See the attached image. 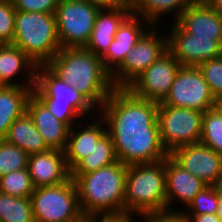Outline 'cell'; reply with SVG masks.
<instances>
[{
    "label": "cell",
    "instance_id": "cell-34",
    "mask_svg": "<svg viewBox=\"0 0 222 222\" xmlns=\"http://www.w3.org/2000/svg\"><path fill=\"white\" fill-rule=\"evenodd\" d=\"M16 10L55 13L59 0H11Z\"/></svg>",
    "mask_w": 222,
    "mask_h": 222
},
{
    "label": "cell",
    "instance_id": "cell-12",
    "mask_svg": "<svg viewBox=\"0 0 222 222\" xmlns=\"http://www.w3.org/2000/svg\"><path fill=\"white\" fill-rule=\"evenodd\" d=\"M181 66L178 60L167 50L127 89L136 97L162 103L167 97Z\"/></svg>",
    "mask_w": 222,
    "mask_h": 222
},
{
    "label": "cell",
    "instance_id": "cell-42",
    "mask_svg": "<svg viewBox=\"0 0 222 222\" xmlns=\"http://www.w3.org/2000/svg\"><path fill=\"white\" fill-rule=\"evenodd\" d=\"M216 106L222 112V98L216 101Z\"/></svg>",
    "mask_w": 222,
    "mask_h": 222
},
{
    "label": "cell",
    "instance_id": "cell-35",
    "mask_svg": "<svg viewBox=\"0 0 222 222\" xmlns=\"http://www.w3.org/2000/svg\"><path fill=\"white\" fill-rule=\"evenodd\" d=\"M136 216L142 219L140 222H182L179 213L140 214ZM134 219V216H130V222H135Z\"/></svg>",
    "mask_w": 222,
    "mask_h": 222
},
{
    "label": "cell",
    "instance_id": "cell-7",
    "mask_svg": "<svg viewBox=\"0 0 222 222\" xmlns=\"http://www.w3.org/2000/svg\"><path fill=\"white\" fill-rule=\"evenodd\" d=\"M30 200L35 222H82L86 219L71 177L59 185L35 188Z\"/></svg>",
    "mask_w": 222,
    "mask_h": 222
},
{
    "label": "cell",
    "instance_id": "cell-33",
    "mask_svg": "<svg viewBox=\"0 0 222 222\" xmlns=\"http://www.w3.org/2000/svg\"><path fill=\"white\" fill-rule=\"evenodd\" d=\"M16 9L11 0H0V44H12Z\"/></svg>",
    "mask_w": 222,
    "mask_h": 222
},
{
    "label": "cell",
    "instance_id": "cell-18",
    "mask_svg": "<svg viewBox=\"0 0 222 222\" xmlns=\"http://www.w3.org/2000/svg\"><path fill=\"white\" fill-rule=\"evenodd\" d=\"M165 173L167 213H177L171 207L173 201L179 200L183 205L188 206L193 198L207 186L201 179L179 165L170 155L165 158Z\"/></svg>",
    "mask_w": 222,
    "mask_h": 222
},
{
    "label": "cell",
    "instance_id": "cell-19",
    "mask_svg": "<svg viewBox=\"0 0 222 222\" xmlns=\"http://www.w3.org/2000/svg\"><path fill=\"white\" fill-rule=\"evenodd\" d=\"M131 13L130 5L113 9H100L92 33L84 48L101 57L114 40L121 23Z\"/></svg>",
    "mask_w": 222,
    "mask_h": 222
},
{
    "label": "cell",
    "instance_id": "cell-16",
    "mask_svg": "<svg viewBox=\"0 0 222 222\" xmlns=\"http://www.w3.org/2000/svg\"><path fill=\"white\" fill-rule=\"evenodd\" d=\"M27 168L35 188L59 185L70 178L65 152L58 149L29 155Z\"/></svg>",
    "mask_w": 222,
    "mask_h": 222
},
{
    "label": "cell",
    "instance_id": "cell-25",
    "mask_svg": "<svg viewBox=\"0 0 222 222\" xmlns=\"http://www.w3.org/2000/svg\"><path fill=\"white\" fill-rule=\"evenodd\" d=\"M195 0H132L131 12L147 20L151 25H157V19L174 13L176 21L181 13ZM176 11V12H175ZM177 13V14H176Z\"/></svg>",
    "mask_w": 222,
    "mask_h": 222
},
{
    "label": "cell",
    "instance_id": "cell-27",
    "mask_svg": "<svg viewBox=\"0 0 222 222\" xmlns=\"http://www.w3.org/2000/svg\"><path fill=\"white\" fill-rule=\"evenodd\" d=\"M0 222H35L30 198L0 192Z\"/></svg>",
    "mask_w": 222,
    "mask_h": 222
},
{
    "label": "cell",
    "instance_id": "cell-23",
    "mask_svg": "<svg viewBox=\"0 0 222 222\" xmlns=\"http://www.w3.org/2000/svg\"><path fill=\"white\" fill-rule=\"evenodd\" d=\"M34 86H0V140L11 124L27 111V101Z\"/></svg>",
    "mask_w": 222,
    "mask_h": 222
},
{
    "label": "cell",
    "instance_id": "cell-21",
    "mask_svg": "<svg viewBox=\"0 0 222 222\" xmlns=\"http://www.w3.org/2000/svg\"><path fill=\"white\" fill-rule=\"evenodd\" d=\"M36 68L37 64L17 46L0 44V86H35ZM21 71L28 72L21 79L25 80L23 85L15 80Z\"/></svg>",
    "mask_w": 222,
    "mask_h": 222
},
{
    "label": "cell",
    "instance_id": "cell-22",
    "mask_svg": "<svg viewBox=\"0 0 222 222\" xmlns=\"http://www.w3.org/2000/svg\"><path fill=\"white\" fill-rule=\"evenodd\" d=\"M88 126L77 131L72 126L69 130L65 158L68 169L71 171L84 157L91 154L97 142L107 133L105 121L97 116ZM98 120V121H97ZM94 121V122H93ZM104 125L105 128L102 126Z\"/></svg>",
    "mask_w": 222,
    "mask_h": 222
},
{
    "label": "cell",
    "instance_id": "cell-37",
    "mask_svg": "<svg viewBox=\"0 0 222 222\" xmlns=\"http://www.w3.org/2000/svg\"><path fill=\"white\" fill-rule=\"evenodd\" d=\"M99 9H113L123 5H131L132 0H85Z\"/></svg>",
    "mask_w": 222,
    "mask_h": 222
},
{
    "label": "cell",
    "instance_id": "cell-13",
    "mask_svg": "<svg viewBox=\"0 0 222 222\" xmlns=\"http://www.w3.org/2000/svg\"><path fill=\"white\" fill-rule=\"evenodd\" d=\"M167 35V50L182 66L198 67L202 62L222 55V39L195 38L176 21Z\"/></svg>",
    "mask_w": 222,
    "mask_h": 222
},
{
    "label": "cell",
    "instance_id": "cell-39",
    "mask_svg": "<svg viewBox=\"0 0 222 222\" xmlns=\"http://www.w3.org/2000/svg\"><path fill=\"white\" fill-rule=\"evenodd\" d=\"M216 12L222 16V0H205Z\"/></svg>",
    "mask_w": 222,
    "mask_h": 222
},
{
    "label": "cell",
    "instance_id": "cell-31",
    "mask_svg": "<svg viewBox=\"0 0 222 222\" xmlns=\"http://www.w3.org/2000/svg\"><path fill=\"white\" fill-rule=\"evenodd\" d=\"M218 190L215 185L204 187L186 207L189 211L178 210L179 214H214L217 211Z\"/></svg>",
    "mask_w": 222,
    "mask_h": 222
},
{
    "label": "cell",
    "instance_id": "cell-5",
    "mask_svg": "<svg viewBox=\"0 0 222 222\" xmlns=\"http://www.w3.org/2000/svg\"><path fill=\"white\" fill-rule=\"evenodd\" d=\"M12 44L37 65H46L61 49L55 13L16 10Z\"/></svg>",
    "mask_w": 222,
    "mask_h": 222
},
{
    "label": "cell",
    "instance_id": "cell-32",
    "mask_svg": "<svg viewBox=\"0 0 222 222\" xmlns=\"http://www.w3.org/2000/svg\"><path fill=\"white\" fill-rule=\"evenodd\" d=\"M198 68L209 85L215 100L222 98V55L202 62Z\"/></svg>",
    "mask_w": 222,
    "mask_h": 222
},
{
    "label": "cell",
    "instance_id": "cell-11",
    "mask_svg": "<svg viewBox=\"0 0 222 222\" xmlns=\"http://www.w3.org/2000/svg\"><path fill=\"white\" fill-rule=\"evenodd\" d=\"M159 105L205 112L216 106V100L198 67L181 66L167 97Z\"/></svg>",
    "mask_w": 222,
    "mask_h": 222
},
{
    "label": "cell",
    "instance_id": "cell-20",
    "mask_svg": "<svg viewBox=\"0 0 222 222\" xmlns=\"http://www.w3.org/2000/svg\"><path fill=\"white\" fill-rule=\"evenodd\" d=\"M27 112L50 149L65 151L70 128L59 121L33 94L27 101Z\"/></svg>",
    "mask_w": 222,
    "mask_h": 222
},
{
    "label": "cell",
    "instance_id": "cell-6",
    "mask_svg": "<svg viewBox=\"0 0 222 222\" xmlns=\"http://www.w3.org/2000/svg\"><path fill=\"white\" fill-rule=\"evenodd\" d=\"M32 94L69 128L78 118L90 116L96 110L82 94L59 79L46 65H37Z\"/></svg>",
    "mask_w": 222,
    "mask_h": 222
},
{
    "label": "cell",
    "instance_id": "cell-36",
    "mask_svg": "<svg viewBox=\"0 0 222 222\" xmlns=\"http://www.w3.org/2000/svg\"><path fill=\"white\" fill-rule=\"evenodd\" d=\"M183 222H222L220 217L214 214H180Z\"/></svg>",
    "mask_w": 222,
    "mask_h": 222
},
{
    "label": "cell",
    "instance_id": "cell-41",
    "mask_svg": "<svg viewBox=\"0 0 222 222\" xmlns=\"http://www.w3.org/2000/svg\"><path fill=\"white\" fill-rule=\"evenodd\" d=\"M215 186H216L219 194L222 195V174L220 175V178Z\"/></svg>",
    "mask_w": 222,
    "mask_h": 222
},
{
    "label": "cell",
    "instance_id": "cell-26",
    "mask_svg": "<svg viewBox=\"0 0 222 222\" xmlns=\"http://www.w3.org/2000/svg\"><path fill=\"white\" fill-rule=\"evenodd\" d=\"M114 143L106 133L95 145L91 154L84 157L71 171L70 175L87 174L117 162Z\"/></svg>",
    "mask_w": 222,
    "mask_h": 222
},
{
    "label": "cell",
    "instance_id": "cell-1",
    "mask_svg": "<svg viewBox=\"0 0 222 222\" xmlns=\"http://www.w3.org/2000/svg\"><path fill=\"white\" fill-rule=\"evenodd\" d=\"M158 106L127 88H115L100 108L117 159L123 164L154 163L169 155L160 139Z\"/></svg>",
    "mask_w": 222,
    "mask_h": 222
},
{
    "label": "cell",
    "instance_id": "cell-8",
    "mask_svg": "<svg viewBox=\"0 0 222 222\" xmlns=\"http://www.w3.org/2000/svg\"><path fill=\"white\" fill-rule=\"evenodd\" d=\"M99 11L85 0H59L55 17L61 48L85 47Z\"/></svg>",
    "mask_w": 222,
    "mask_h": 222
},
{
    "label": "cell",
    "instance_id": "cell-2",
    "mask_svg": "<svg viewBox=\"0 0 222 222\" xmlns=\"http://www.w3.org/2000/svg\"><path fill=\"white\" fill-rule=\"evenodd\" d=\"M128 165L117 161L96 171L70 175L86 219L125 217V185Z\"/></svg>",
    "mask_w": 222,
    "mask_h": 222
},
{
    "label": "cell",
    "instance_id": "cell-3",
    "mask_svg": "<svg viewBox=\"0 0 222 222\" xmlns=\"http://www.w3.org/2000/svg\"><path fill=\"white\" fill-rule=\"evenodd\" d=\"M46 66L98 110L115 89L100 56L84 47L61 48Z\"/></svg>",
    "mask_w": 222,
    "mask_h": 222
},
{
    "label": "cell",
    "instance_id": "cell-30",
    "mask_svg": "<svg viewBox=\"0 0 222 222\" xmlns=\"http://www.w3.org/2000/svg\"><path fill=\"white\" fill-rule=\"evenodd\" d=\"M29 155L21 148L0 140V177L27 168Z\"/></svg>",
    "mask_w": 222,
    "mask_h": 222
},
{
    "label": "cell",
    "instance_id": "cell-29",
    "mask_svg": "<svg viewBox=\"0 0 222 222\" xmlns=\"http://www.w3.org/2000/svg\"><path fill=\"white\" fill-rule=\"evenodd\" d=\"M34 189L28 168L10 172L0 177V192L2 193L30 198Z\"/></svg>",
    "mask_w": 222,
    "mask_h": 222
},
{
    "label": "cell",
    "instance_id": "cell-28",
    "mask_svg": "<svg viewBox=\"0 0 222 222\" xmlns=\"http://www.w3.org/2000/svg\"><path fill=\"white\" fill-rule=\"evenodd\" d=\"M200 143L222 157V112L217 106L203 113Z\"/></svg>",
    "mask_w": 222,
    "mask_h": 222
},
{
    "label": "cell",
    "instance_id": "cell-24",
    "mask_svg": "<svg viewBox=\"0 0 222 222\" xmlns=\"http://www.w3.org/2000/svg\"><path fill=\"white\" fill-rule=\"evenodd\" d=\"M4 140L23 149L28 155L38 154L50 149L27 111L11 124Z\"/></svg>",
    "mask_w": 222,
    "mask_h": 222
},
{
    "label": "cell",
    "instance_id": "cell-15",
    "mask_svg": "<svg viewBox=\"0 0 222 222\" xmlns=\"http://www.w3.org/2000/svg\"><path fill=\"white\" fill-rule=\"evenodd\" d=\"M151 26L147 20L132 13L121 23L114 40L100 57L110 74L123 63L128 52Z\"/></svg>",
    "mask_w": 222,
    "mask_h": 222
},
{
    "label": "cell",
    "instance_id": "cell-4",
    "mask_svg": "<svg viewBox=\"0 0 222 222\" xmlns=\"http://www.w3.org/2000/svg\"><path fill=\"white\" fill-rule=\"evenodd\" d=\"M167 213L165 159L128 165L125 217Z\"/></svg>",
    "mask_w": 222,
    "mask_h": 222
},
{
    "label": "cell",
    "instance_id": "cell-40",
    "mask_svg": "<svg viewBox=\"0 0 222 222\" xmlns=\"http://www.w3.org/2000/svg\"><path fill=\"white\" fill-rule=\"evenodd\" d=\"M216 214L220 217L222 220V195L218 192V204H217V211Z\"/></svg>",
    "mask_w": 222,
    "mask_h": 222
},
{
    "label": "cell",
    "instance_id": "cell-38",
    "mask_svg": "<svg viewBox=\"0 0 222 222\" xmlns=\"http://www.w3.org/2000/svg\"><path fill=\"white\" fill-rule=\"evenodd\" d=\"M90 222H130V217L90 219Z\"/></svg>",
    "mask_w": 222,
    "mask_h": 222
},
{
    "label": "cell",
    "instance_id": "cell-10",
    "mask_svg": "<svg viewBox=\"0 0 222 222\" xmlns=\"http://www.w3.org/2000/svg\"><path fill=\"white\" fill-rule=\"evenodd\" d=\"M152 25L136 42L123 63L111 74L114 88H127L167 51V36H159ZM166 37V38H165Z\"/></svg>",
    "mask_w": 222,
    "mask_h": 222
},
{
    "label": "cell",
    "instance_id": "cell-14",
    "mask_svg": "<svg viewBox=\"0 0 222 222\" xmlns=\"http://www.w3.org/2000/svg\"><path fill=\"white\" fill-rule=\"evenodd\" d=\"M169 155L207 185H216L222 174V157L201 143L180 146Z\"/></svg>",
    "mask_w": 222,
    "mask_h": 222
},
{
    "label": "cell",
    "instance_id": "cell-17",
    "mask_svg": "<svg viewBox=\"0 0 222 222\" xmlns=\"http://www.w3.org/2000/svg\"><path fill=\"white\" fill-rule=\"evenodd\" d=\"M176 22L195 38L222 39V16L205 0H195Z\"/></svg>",
    "mask_w": 222,
    "mask_h": 222
},
{
    "label": "cell",
    "instance_id": "cell-9",
    "mask_svg": "<svg viewBox=\"0 0 222 222\" xmlns=\"http://www.w3.org/2000/svg\"><path fill=\"white\" fill-rule=\"evenodd\" d=\"M203 112L169 105L158 106L160 139L171 154L183 145L200 143Z\"/></svg>",
    "mask_w": 222,
    "mask_h": 222
}]
</instances>
